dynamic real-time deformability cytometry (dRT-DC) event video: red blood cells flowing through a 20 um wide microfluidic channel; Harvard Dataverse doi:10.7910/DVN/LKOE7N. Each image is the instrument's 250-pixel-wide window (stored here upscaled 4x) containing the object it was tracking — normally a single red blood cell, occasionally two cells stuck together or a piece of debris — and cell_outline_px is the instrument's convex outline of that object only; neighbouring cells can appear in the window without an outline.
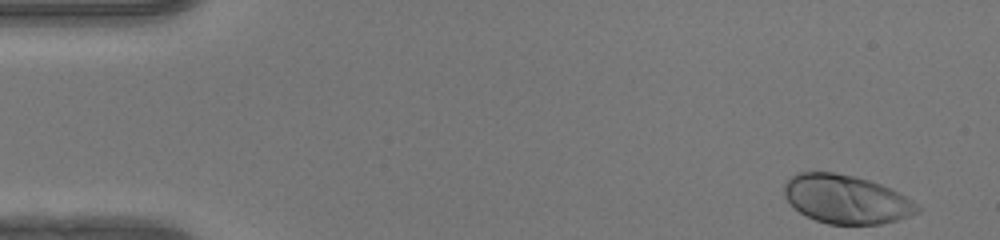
{"species": "human", "species_latin": "Homo sapiens", "temperature_condition": "warm", "stored_images_in_passage": 47, "camera_frame_rate_fps": 3000, "um_per_image_px": 0.085, "donor": {"sex": "female"}, "frame": {"image": 1, "passage_image": 1, "time_ms": 0.0, "image_size_px": [1000, 240], "cell_outline_px": [[920, 212], [896, 220], [880, 224], [828, 224], [816, 220], [800, 212], [784, 196], [784, 184], [792, 176], [800, 172], [832, 172], [852, 176], [868, 180], [880, 184], [912, 200], [920, 208]], "centroid_in_image_um": [71.92, 16.94], "position_along_channel_um": 13.1, "area_um2": 37.17}}
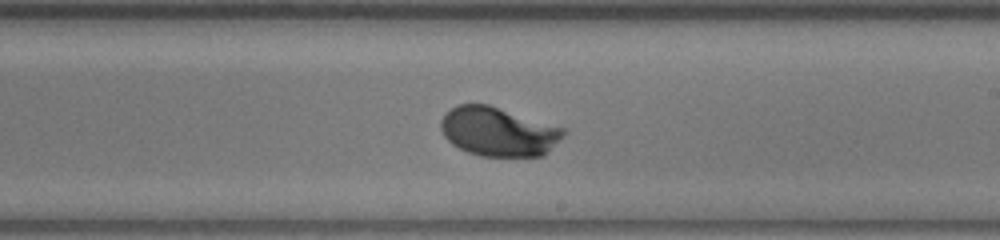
{"frame": {"image": 2, "passage_image": 27, "time_ms": 8.667, "image_size_px": [1000, 240], "cell_outline_px": [[568, 132], [544, 156], [480, 156], [468, 152], [452, 144], [444, 136], [440, 128], [440, 120], [456, 104], [488, 104], [564, 128]], "centroid_in_image_um": [42.37, 11.19], "position_along_channel_um": 246.6, "area_um2": 35.03}}
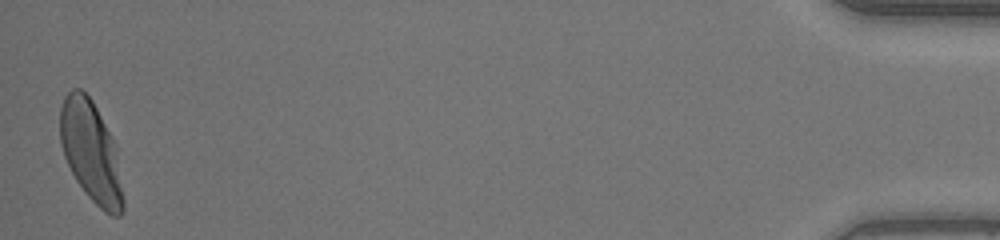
{"frame": {"image": 3, "passage_image": 47, "time_ms": 15.333, "image_size_px": [1000, 240], "cell_outline_px": [[124, 212], [120, 216], [112, 216], [104, 212], [88, 196], [76, 180], [64, 156], [60, 144], [60, 108], [64, 96], [72, 88], [80, 88], [92, 100], [112, 136], [124, 200]], "centroid_in_image_um": [7.71, 12.9], "position_along_channel_um": 427.5, "area_um2": 36.7}, "authors_computed_cell_mechanics": {"area_um2": 35.4314, "velocity_mm_per_s": 4.1639, "shape_relaxation_time_tau1_ms": 1.9478, "shape_relaxation_time_tau2_ms": null, "deformation_change_tau1": 0.1662, "deformation_change_tau2": null}}